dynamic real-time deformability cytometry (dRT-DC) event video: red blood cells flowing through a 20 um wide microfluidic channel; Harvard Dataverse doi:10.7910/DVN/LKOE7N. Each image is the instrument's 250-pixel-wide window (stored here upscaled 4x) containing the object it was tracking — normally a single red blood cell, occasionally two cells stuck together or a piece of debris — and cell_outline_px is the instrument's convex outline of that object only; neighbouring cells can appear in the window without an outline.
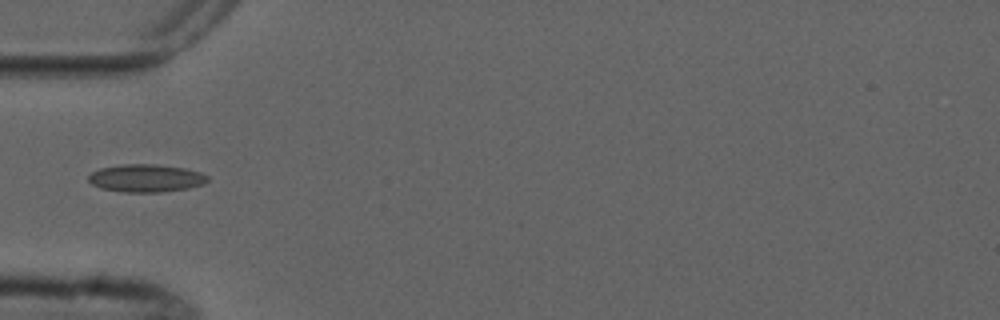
{"species": "common noctule bat (a hibernating species)", "species_latin": "Nyctalus noctula", "temperature_condition": "cold", "stored_images_in_passage": 1, "camera_frame_rate_fps": 3000, "um_per_image_px": 0.085, "animal": {"sex": "male", "forearm_length_mm": 52.5}, "frame": {"image": 1, "passage_image": 1, "time_ms": 0.0, "image_size_px": [1000, 320], "cell_outline_px": [[208, 180], [204, 184], [188, 188], [160, 192], [124, 192], [100, 188], [92, 184], [88, 180], [88, 176], [92, 172], [100, 168], [120, 164], [156, 164], [184, 168], [200, 172], [208, 176]], "centroid_in_image_um": [12.4, 15.14], "position_along_channel_um": 72.6, "area_um2": 19.31}}